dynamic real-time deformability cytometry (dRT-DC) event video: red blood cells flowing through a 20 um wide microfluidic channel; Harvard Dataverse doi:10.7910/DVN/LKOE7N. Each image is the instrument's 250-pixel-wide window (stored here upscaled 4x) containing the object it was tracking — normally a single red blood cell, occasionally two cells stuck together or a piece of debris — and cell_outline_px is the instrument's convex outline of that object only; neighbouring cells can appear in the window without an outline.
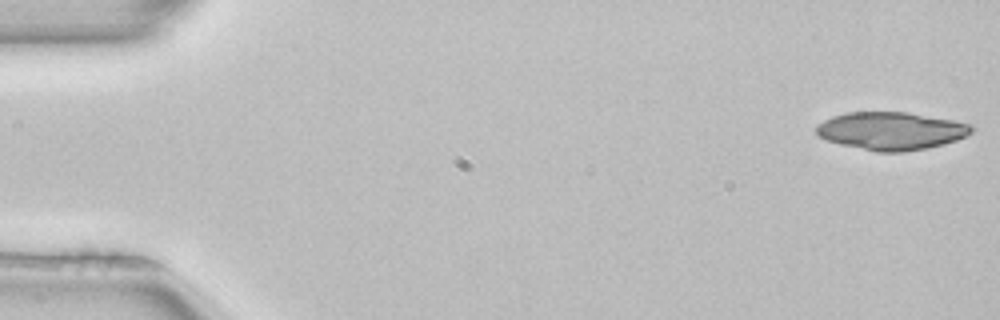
{"species": "common noctule bat (a hibernating species)", "species_latin": "Nyctalus noctula", "temperature_condition": "room temperature", "stored_images_in_passage": 4, "camera_frame_rate_fps": 3000, "um_per_image_px": 0.085, "animal": {"sex": "female", "body_mass_g": 22.7, "forearm_length_mm": 54.2}, "frame": {"image": 1, "passage_image": 1, "time_ms": 0.0, "image_size_px": [1000, 320], "cell_outline_px": [[976, 128], [968, 136], [944, 144], [928, 148], [904, 152], [876, 152], [840, 144], [828, 140], [820, 136], [816, 132], [816, 124], [832, 116], [848, 112], [908, 112], [952, 120], [972, 124]], "centroid_in_image_um": [75.78, 11.13], "position_along_channel_um": 9.2, "area_um2": 34.45}}
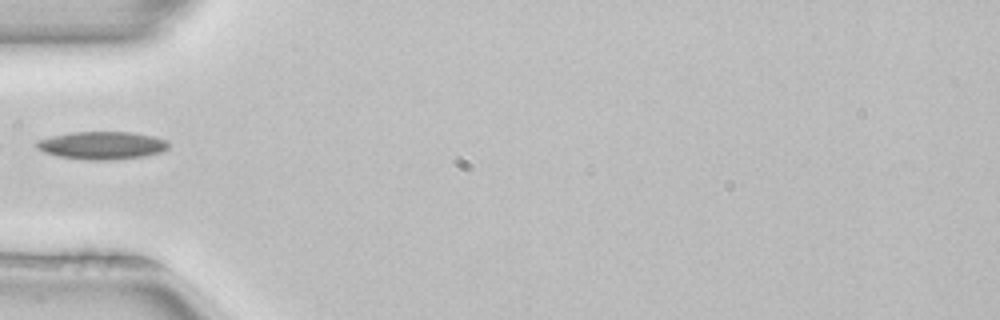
{"frame": {"image": 2, "passage_image": 4, "time_ms": 1.0, "image_size_px": [1000, 320], "cell_outline_px": [[168, 148], [164, 152], [144, 156], [112, 160], [88, 160], [60, 156], [44, 152], [36, 148], [36, 140], [52, 136], [72, 132], [132, 132], [152, 136], [164, 140], [168, 144]], "centroid_in_image_um": [8.66, 12.36], "position_along_channel_um": 76.3, "area_um2": 21.33}}